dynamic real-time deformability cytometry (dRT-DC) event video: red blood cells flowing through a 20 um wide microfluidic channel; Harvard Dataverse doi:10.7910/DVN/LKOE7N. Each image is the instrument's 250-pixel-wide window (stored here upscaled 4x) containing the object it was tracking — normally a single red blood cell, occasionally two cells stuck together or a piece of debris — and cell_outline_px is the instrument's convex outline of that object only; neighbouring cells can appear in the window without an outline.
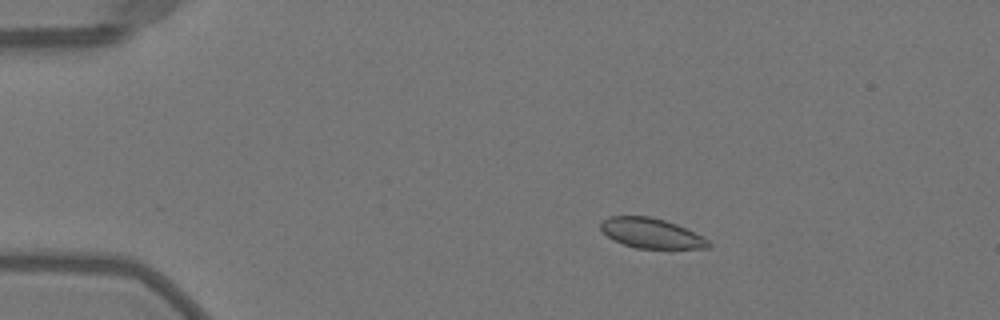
{"species": "Egyptian fruit bat (a non-hibernating species)", "species_latin": "Rousettus aegyptiacus", "temperature_condition": "warm", "stored_images_in_passage": 12, "camera_frame_rate_fps": 3000, "um_per_image_px": 0.085, "animal": {"sex": "female"}, "frame": {"image": 1, "passage_image": 10, "time_ms": 3.0, "image_size_px": [1000, 320], "cell_outline_px": [[712, 244], [708, 248], [636, 248], [624, 244], [608, 236], [600, 228], [600, 224], [608, 216], [648, 216], [664, 220], [676, 224], [704, 236]], "centroid_in_image_um": [55.39, 19.82], "position_along_channel_um": 29.6, "area_um2": 18.61}}